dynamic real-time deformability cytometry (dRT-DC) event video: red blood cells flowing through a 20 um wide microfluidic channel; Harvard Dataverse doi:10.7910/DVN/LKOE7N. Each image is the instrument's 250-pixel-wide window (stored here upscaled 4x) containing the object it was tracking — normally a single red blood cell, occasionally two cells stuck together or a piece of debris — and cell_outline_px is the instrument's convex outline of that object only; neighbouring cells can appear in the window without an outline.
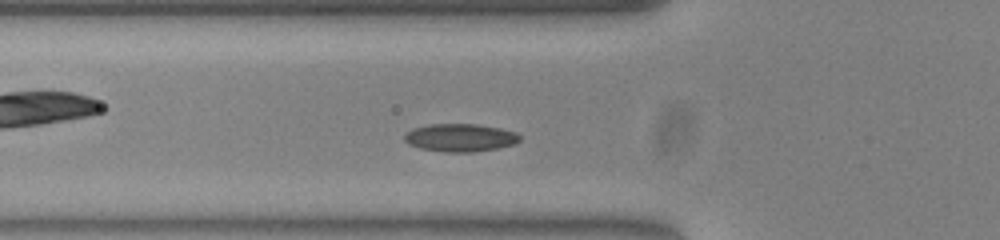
{"species": "common noctule bat (a hibernating species)", "species_latin": "Nyctalus noctula", "temperature_condition": "warm", "stored_images_in_passage": 40, "camera_frame_rate_fps": 3000, "um_per_image_px": 0.085, "animal": {"sex": "female", "body_mass_g": 23.0, "forearm_length_mm": 53.4}, "frame": {"image": 1, "passage_image": 10, "time_ms": 3.0, "image_size_px": [1000, 240], "cell_outline_px": [[520, 140], [516, 144], [496, 148], [472, 152], [444, 152], [420, 148], [408, 144], [404, 140], [404, 136], [412, 128], [428, 124], [476, 124], [500, 128], [516, 132], [520, 136]], "centroid_in_image_um": [39.11, 11.7], "position_along_channel_um": 86.7, "area_um2": 18.79}}
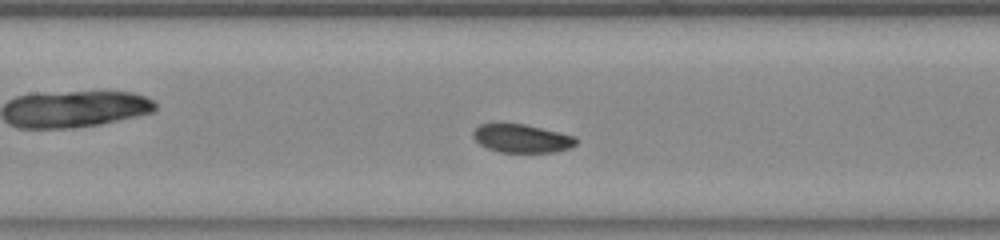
{"frame": {"image": 2, "passage_image": 16, "time_ms": 5.0, "image_size_px": [1000, 240], "cell_outline_px": [[580, 140], [572, 148], [556, 152], [500, 152], [488, 148], [480, 144], [472, 136], [472, 132], [480, 124], [524, 124], [576, 136]], "centroid_in_image_um": [44.41, 11.78], "position_along_channel_um": 163.0, "area_um2": 17.05}}
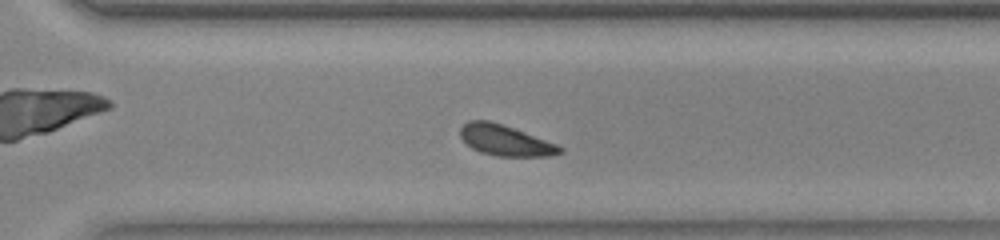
{"frame": {"image": 3, "passage_image": 29, "time_ms": 9.333, "image_size_px": [1000, 240], "cell_outline_px": [[564, 152], [548, 156], [496, 156], [480, 152], [472, 148], [460, 136], [460, 128], [468, 120], [488, 120], [512, 128], [556, 144], [564, 148]], "centroid_in_image_um": [42.93, 11.94], "position_along_channel_um": 327.7, "area_um2": 17.51}}